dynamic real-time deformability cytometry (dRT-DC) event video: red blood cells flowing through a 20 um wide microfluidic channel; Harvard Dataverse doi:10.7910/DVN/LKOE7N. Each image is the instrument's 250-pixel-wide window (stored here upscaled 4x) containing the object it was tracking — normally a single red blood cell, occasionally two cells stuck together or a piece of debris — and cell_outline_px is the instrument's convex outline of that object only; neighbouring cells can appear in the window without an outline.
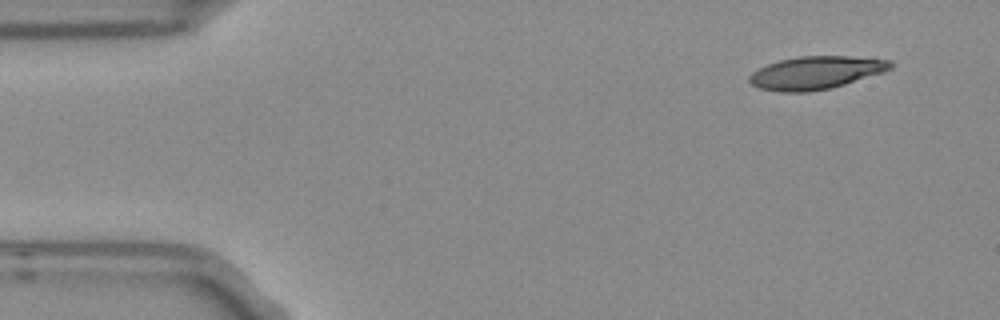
{"species": "Egyptian fruit bat (a non-hibernating species)", "species_latin": "Rousettus aegyptiacus", "temperature_condition": "room temperature", "stored_images_in_passage": 4, "camera_frame_rate_fps": 3000, "um_per_image_px": 0.085, "frame": {"image": 1, "passage_image": 1, "time_ms": 0.0, "image_size_px": [1000, 320], "cell_outline_px": [[892, 68], [884, 72], [832, 88], [808, 92], [780, 92], [760, 88], [752, 84], [748, 80], [748, 76], [752, 72], [768, 64], [780, 60], [800, 56], [848, 56], [892, 60]], "centroid_in_image_um": [69.36, 6.18], "position_along_channel_um": 15.6, "area_um2": 27.05}}